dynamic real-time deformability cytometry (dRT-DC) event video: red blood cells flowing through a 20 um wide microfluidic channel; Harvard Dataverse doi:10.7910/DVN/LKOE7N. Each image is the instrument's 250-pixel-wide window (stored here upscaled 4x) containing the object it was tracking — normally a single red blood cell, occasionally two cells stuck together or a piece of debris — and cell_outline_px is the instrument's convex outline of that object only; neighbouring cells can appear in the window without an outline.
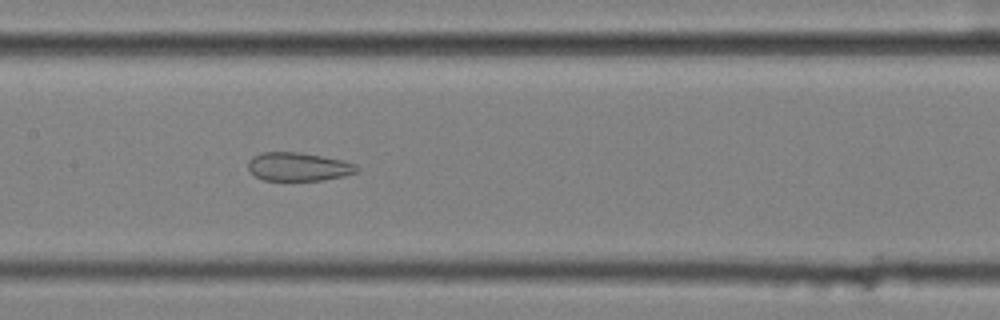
{"species": "common noctule bat (a hibernating species)", "species_latin": "Nyctalus noctula", "temperature_condition": "cold", "stored_images_in_passage": 58, "segment_of_instrument_passage": [2, 2], "camera_frame_rate_fps": 3000, "um_per_image_px": 0.085, "animal": {"sex": "female", "body_mass_g": 25.1}, "frame": {"image": 1, "passage_image": 29, "time_ms": 9.333, "image_size_px": [1000, 320], "cell_outline_px": [[360, 168], [356, 172], [344, 176], [324, 180], [264, 180], [256, 176], [248, 168], [248, 160], [252, 156], [260, 152], [300, 152], [344, 160], [356, 164]], "centroid_in_image_um": [25.38, 14.16], "position_along_channel_um": 182.0, "area_um2": 18.15}}
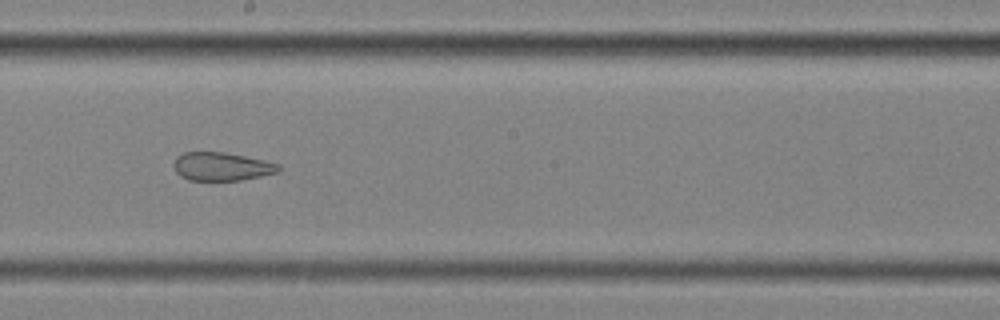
{"frame": {"image": 2, "passage_image": 33, "time_ms": 10.667, "image_size_px": [1000, 320], "cell_outline_px": [[280, 172], [240, 180], [188, 180], [180, 176], [176, 172], [172, 164], [176, 156], [184, 152], [224, 152], [264, 160], [280, 164]], "centroid_in_image_um": [18.82, 14.15], "position_along_channel_um": 229.4, "area_um2": 17.4}}
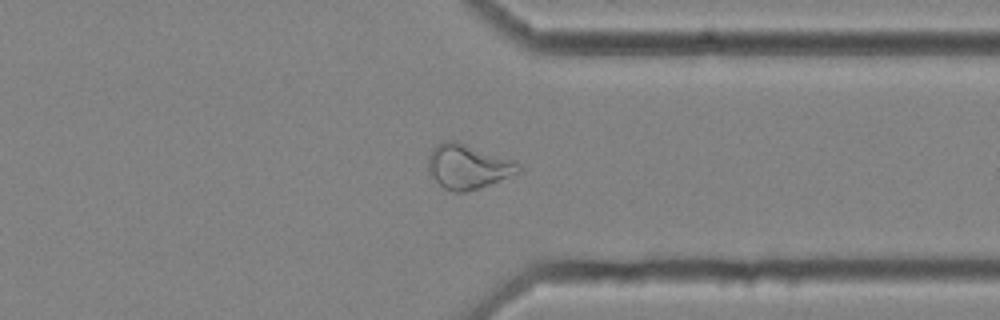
{"frame": {"image": 3, "passage_image": 45, "time_ms": 14.667, "image_size_px": [1000, 320], "cell_outline_px": [[520, 172], [480, 188], [464, 192], [452, 192], [444, 188], [428, 172], [428, 156], [432, 148], [436, 144], [444, 140], [456, 140], [516, 160], [520, 164]], "centroid_in_image_um": [39.77, 14.13], "position_along_channel_um": 371.6, "area_um2": 23.76}}